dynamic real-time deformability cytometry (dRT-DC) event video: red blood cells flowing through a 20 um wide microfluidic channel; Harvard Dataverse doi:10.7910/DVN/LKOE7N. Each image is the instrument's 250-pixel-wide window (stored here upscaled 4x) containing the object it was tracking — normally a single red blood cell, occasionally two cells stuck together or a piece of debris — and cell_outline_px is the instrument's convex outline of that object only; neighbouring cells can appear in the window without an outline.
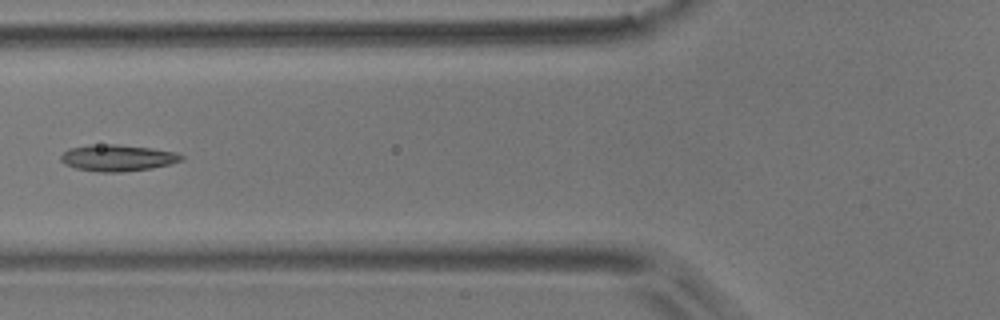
{"species": "common noctule bat (a hibernating species)", "species_latin": "Nyctalus noctula", "temperature_condition": "room temperature", "stored_images_in_passage": 9, "camera_frame_rate_fps": 3000, "um_per_image_px": 0.085, "animal": {"sex": "male", "body_mass_g": 17.9}, "frame": {"image": 1, "passage_image": 6, "time_ms": 6.667, "image_size_px": [1000, 320], "cell_outline_px": [[184, 160], [152, 168], [120, 172], [100, 172], [76, 168], [64, 164], [60, 160], [60, 156], [68, 148], [88, 144], [116, 144], [148, 148], [176, 152], [184, 156]], "centroid_in_image_um": [9.95, 13.41], "position_along_channel_um": 115.8, "area_um2": 18.61}}
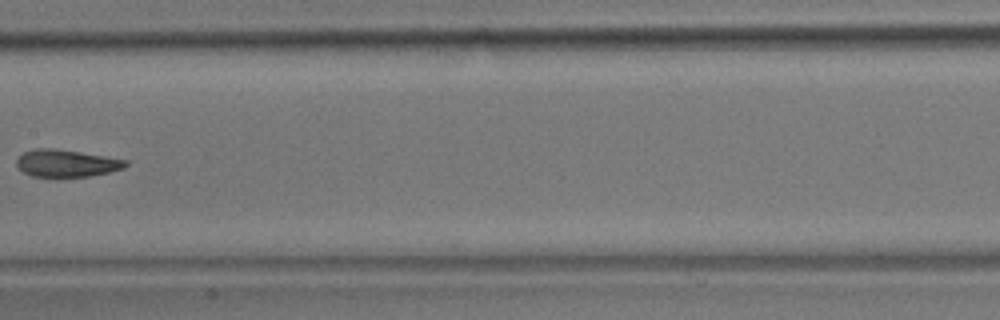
{"frame": {"image": 2, "passage_image": 8, "time_ms": 9.0, "image_size_px": [1000, 320], "cell_outline_px": [[128, 164], [124, 168], [108, 172], [88, 176], [32, 176], [24, 172], [16, 164], [16, 160], [24, 152], [36, 148], [52, 148], [80, 152], [128, 160]], "centroid_in_image_um": [5.65, 13.86], "position_along_channel_um": 201.7, "area_um2": 16.99}}
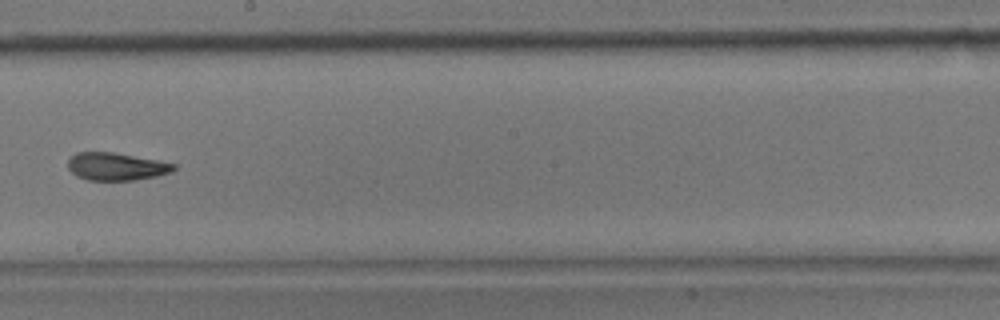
{"frame": {"image": 3, "passage_image": 9, "time_ms": 10.0, "image_size_px": [1000, 320], "cell_outline_px": [[176, 168], [172, 172], [156, 176], [136, 180], [88, 180], [76, 176], [68, 168], [68, 160], [76, 152], [112, 152], [156, 160], [176, 164]], "centroid_in_image_um": [9.87, 14.16], "position_along_channel_um": 238.3, "area_um2": 16.99}}